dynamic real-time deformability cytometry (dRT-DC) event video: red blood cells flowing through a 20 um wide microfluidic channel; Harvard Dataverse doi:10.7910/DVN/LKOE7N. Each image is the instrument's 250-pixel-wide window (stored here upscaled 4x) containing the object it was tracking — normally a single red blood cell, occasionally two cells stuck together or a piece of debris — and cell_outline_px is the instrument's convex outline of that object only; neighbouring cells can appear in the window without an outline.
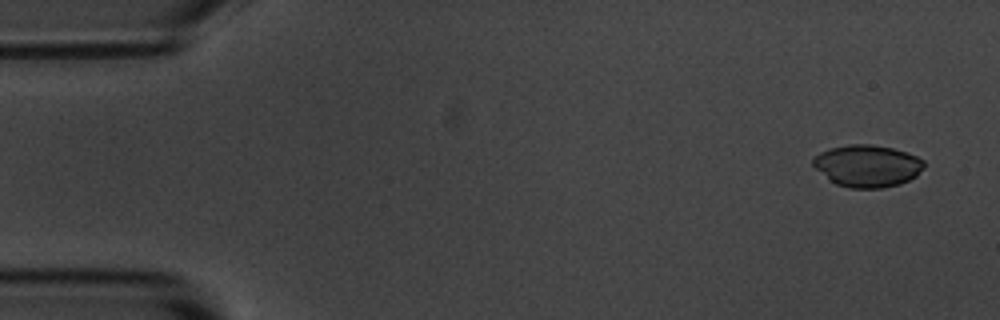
{"species": "common noctule bat (a hibernating species)", "species_latin": "Nyctalus noctula", "temperature_condition": "room temperature", "stored_images_in_passage": 8, "camera_frame_rate_fps": 3000, "um_per_image_px": 0.085, "animal": {"sex": "male", "body_mass_g": 20.1, "forearm_length_mm": 53.5}, "frame": {"image": 1, "passage_image": 1, "time_ms": 0.0, "image_size_px": [1000, 320], "cell_outline_px": [[924, 168], [916, 176], [900, 184], [880, 188], [848, 188], [836, 184], [828, 180], [812, 164], [812, 160], [820, 152], [828, 148], [848, 144], [872, 144], [892, 148], [908, 152], [924, 160]], "centroid_in_image_um": [73.72, 14.09], "position_along_channel_um": 11.3, "area_um2": 27.4}}
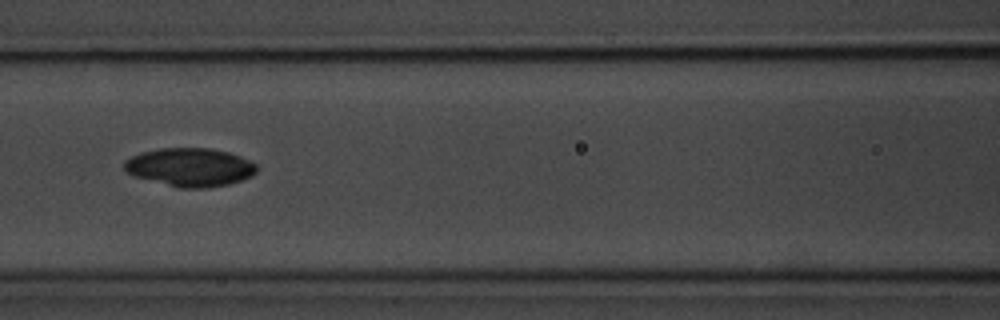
{"frame": {"image": 2, "passage_image": 7, "time_ms": 7.0, "image_size_px": [1000, 320], "cell_outline_px": [[256, 172], [252, 176], [228, 184], [208, 188], [176, 188], [132, 176], [124, 168], [124, 160], [140, 152], [160, 148], [212, 148], [228, 152], [240, 156], [256, 164]], "centroid_in_image_um": [16.12, 14.22], "position_along_channel_um": 150.5, "area_um2": 29.88}}
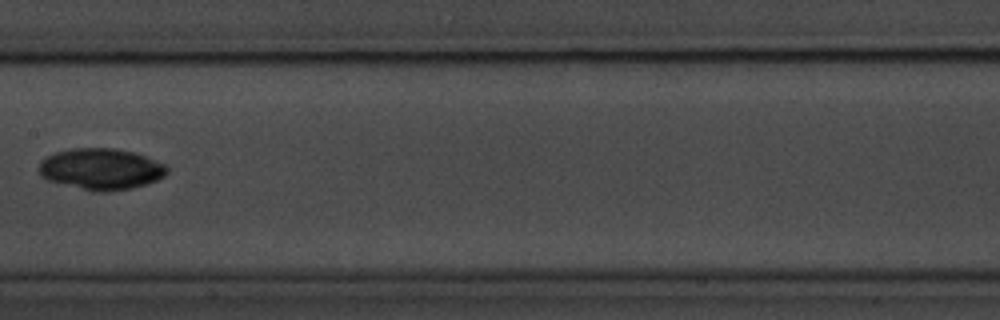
{"frame": {"image": 3, "passage_image": 8, "time_ms": 8.333, "image_size_px": [1000, 320], "cell_outline_px": [[168, 172], [164, 176], [156, 180], [132, 188], [108, 192], [92, 192], [48, 180], [40, 176], [40, 160], [56, 152], [72, 148], [116, 148], [132, 152], [168, 164]], "centroid_in_image_um": [8.6, 14.37], "position_along_channel_um": 198.8, "area_um2": 30.92}}